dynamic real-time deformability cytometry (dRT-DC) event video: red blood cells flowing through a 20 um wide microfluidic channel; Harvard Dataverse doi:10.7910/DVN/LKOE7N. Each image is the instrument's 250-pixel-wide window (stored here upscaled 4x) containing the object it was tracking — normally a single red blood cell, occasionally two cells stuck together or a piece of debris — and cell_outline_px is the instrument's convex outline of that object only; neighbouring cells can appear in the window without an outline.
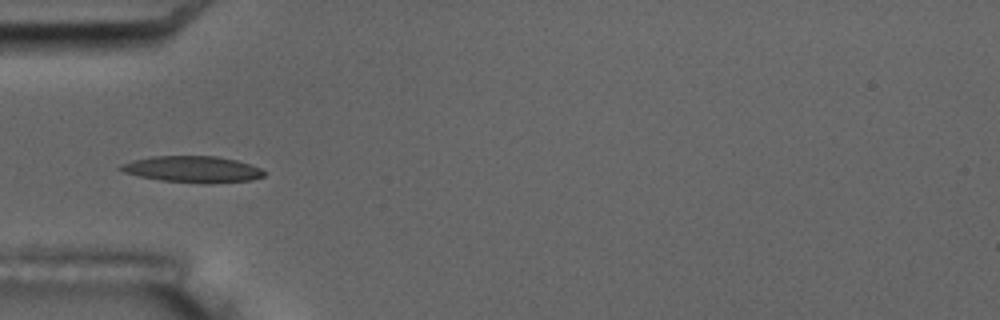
{"species": "common noctule bat (a hibernating species)", "species_latin": "Nyctalus noctula", "temperature_condition": "room temperature", "stored_images_in_passage": 7, "camera_frame_rate_fps": 3000, "um_per_image_px": 0.085, "animal": {"sex": "male", "body_mass_g": 17.5, "forearm_length_mm": 52.3}, "frame": {"image": 1, "passage_image": 5, "time_ms": 4.667, "image_size_px": [1000, 320], "cell_outline_px": [[264, 176], [252, 180], [212, 184], [204, 184], [160, 180], [140, 176], [124, 172], [116, 168], [120, 164], [132, 160], [152, 156], [216, 156], [236, 160], [260, 168], [264, 172]], "centroid_in_image_um": [16.35, 14.39], "position_along_channel_um": 68.7, "area_um2": 22.2}}